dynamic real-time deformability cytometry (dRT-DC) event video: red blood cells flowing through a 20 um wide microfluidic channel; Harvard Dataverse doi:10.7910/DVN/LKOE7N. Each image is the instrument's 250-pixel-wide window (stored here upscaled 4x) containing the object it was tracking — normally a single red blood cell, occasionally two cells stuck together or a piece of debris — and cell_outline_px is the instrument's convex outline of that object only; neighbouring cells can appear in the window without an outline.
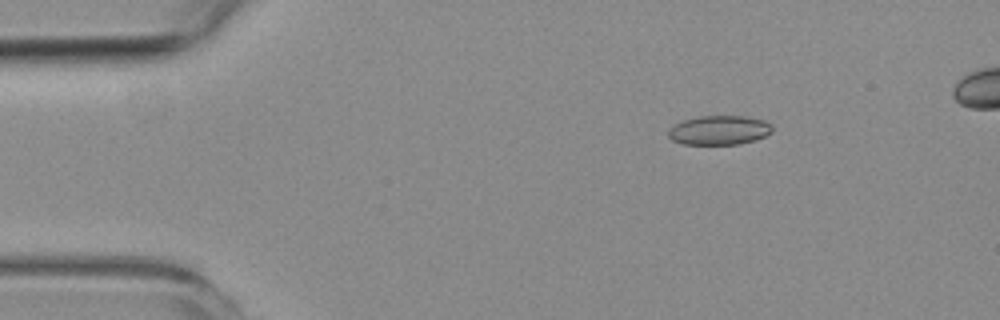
{"species": "common noctule bat (a hibernating species)", "species_latin": "Nyctalus noctula", "temperature_condition": "room temperature", "stored_images_in_passage": 4, "camera_frame_rate_fps": 3000, "um_per_image_px": 0.085, "animal": {"sex": "female", "body_mass_g": 19.3, "forearm_length_mm": 54.1}, "frame": {"image": 1, "passage_image": 1, "time_ms": 0.0, "image_size_px": [1000, 320], "cell_outline_px": [[772, 132], [756, 140], [740, 144], [684, 144], [672, 140], [668, 136], [668, 128], [684, 120], [700, 116], [744, 116], [764, 120], [772, 124]], "centroid_in_image_um": [61.15, 11.07], "position_along_channel_um": 23.9, "area_um2": 17.74}}